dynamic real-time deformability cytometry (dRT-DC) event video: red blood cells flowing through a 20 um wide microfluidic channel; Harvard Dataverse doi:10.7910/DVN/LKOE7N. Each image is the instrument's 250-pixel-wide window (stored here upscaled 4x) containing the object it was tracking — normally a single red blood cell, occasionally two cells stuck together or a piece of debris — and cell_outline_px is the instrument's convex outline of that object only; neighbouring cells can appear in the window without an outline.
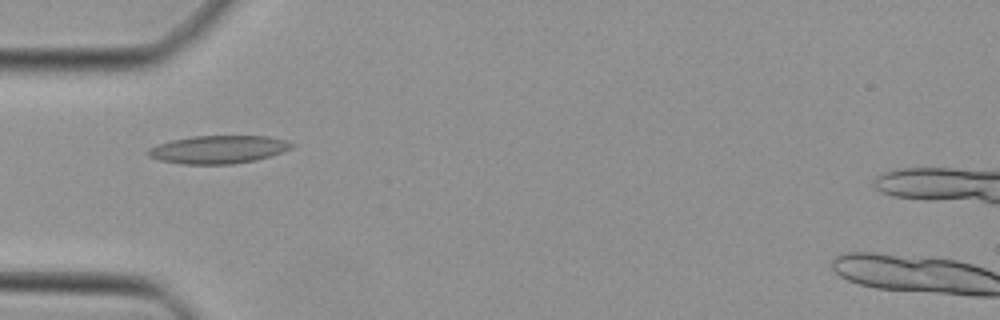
{"species": "Egyptian fruit bat (a non-hibernating species)", "species_latin": "Rousettus aegyptiacus", "temperature_condition": "cold", "stored_images_in_passage": 34, "camera_frame_rate_fps": 3000, "um_per_image_px": 0.085, "animal": {"sex": "female"}, "frame": {"image": 1, "passage_image": 2, "time_ms": 0.333, "image_size_px": [1000, 320], "cell_outline_px": [[296, 144], [292, 148], [256, 160], [232, 164], [180, 164], [160, 160], [148, 156], [144, 152], [148, 148], [156, 144], [172, 140], [192, 136], [268, 136], [288, 140]], "centroid_in_image_um": [18.52, 12.7], "position_along_channel_um": 66.5, "area_um2": 23.58}}
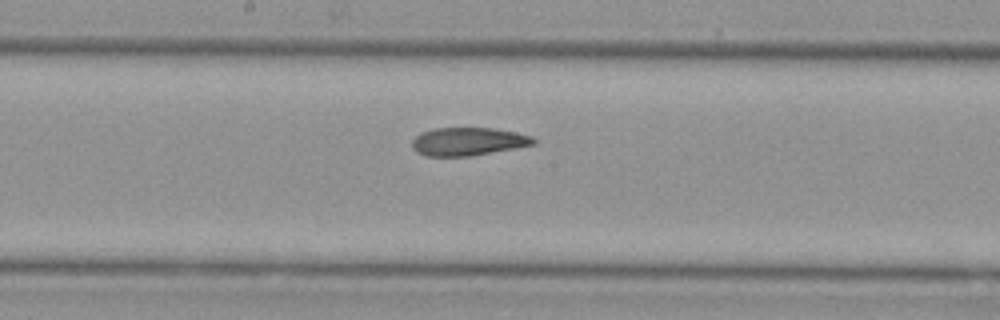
{"frame": {"image": 2, "passage_image": 12, "time_ms": 3.667, "image_size_px": [1000, 320], "cell_outline_px": [[536, 144], [492, 152], [468, 156], [428, 156], [416, 152], [412, 148], [412, 140], [420, 132], [432, 128], [496, 128], [516, 132], [532, 136], [536, 140]], "centroid_in_image_um": [39.77, 12.02], "position_along_channel_um": 208.4, "area_um2": 19.94}}
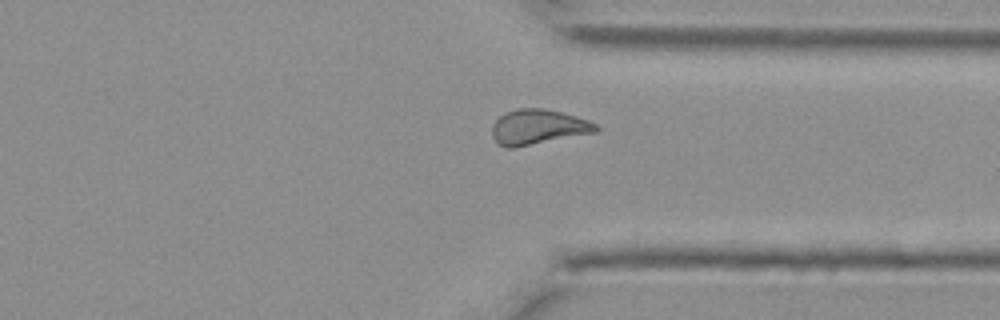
{"frame": {"image": 3, "passage_image": 23, "time_ms": 7.333, "image_size_px": [1000, 320], "cell_outline_px": [[600, 128], [596, 132], [516, 148], [504, 148], [492, 136], [492, 124], [504, 112], [520, 108], [544, 108], [576, 116], [588, 120], [596, 124]], "centroid_in_image_um": [45.73, 10.8], "position_along_channel_um": 365.7, "area_um2": 21.33}}